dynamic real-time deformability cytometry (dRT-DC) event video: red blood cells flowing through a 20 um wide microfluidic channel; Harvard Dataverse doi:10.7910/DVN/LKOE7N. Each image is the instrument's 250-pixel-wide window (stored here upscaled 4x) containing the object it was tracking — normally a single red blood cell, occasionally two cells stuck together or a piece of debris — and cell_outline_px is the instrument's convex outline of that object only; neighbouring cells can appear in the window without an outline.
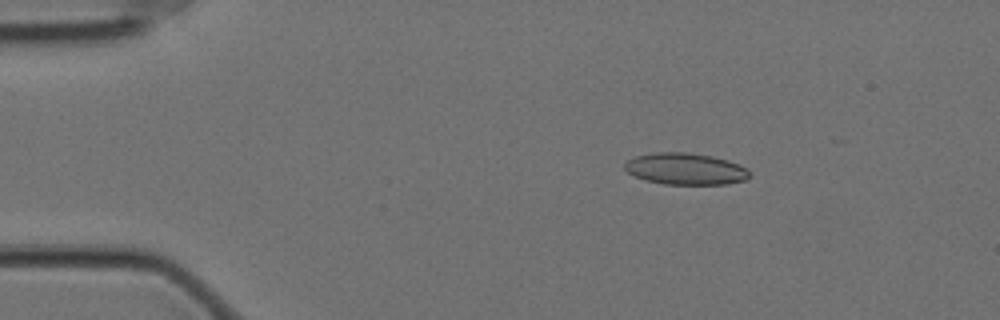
{"species": "Egyptian fruit bat (a non-hibernating species)", "species_latin": "Rousettus aegyptiacus", "temperature_condition": "cold", "stored_images_in_passage": 27, "camera_frame_rate_fps": 3000, "um_per_image_px": 0.085, "animal": {"sex": "female"}, "frame": {"image": 1, "passage_image": 1, "time_ms": 0.0, "image_size_px": [1000, 320], "cell_outline_px": [[752, 176], [744, 180], [728, 184], [664, 184], [644, 180], [628, 172], [624, 168], [624, 164], [628, 160], [636, 156], [656, 152], [688, 152], [712, 156], [728, 160], [740, 164], [748, 168]], "centroid_in_image_um": [58.31, 14.35], "position_along_channel_um": 26.7, "area_um2": 23.18}}
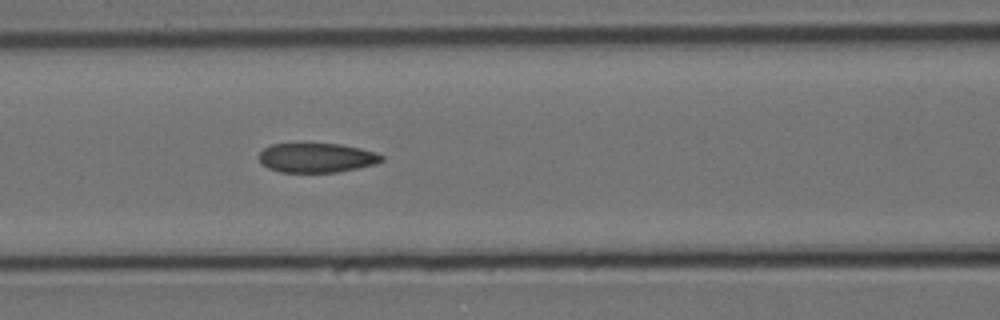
{"frame": {"image": 2, "passage_image": 16, "time_ms": 5.0, "image_size_px": [1000, 320], "cell_outline_px": [[384, 160], [376, 164], [336, 172], [280, 172], [268, 168], [260, 164], [256, 156], [264, 148], [272, 144], [340, 144], [360, 148], [376, 152], [384, 156]], "centroid_in_image_um": [26.88, 13.41], "position_along_channel_um": 139.7, "area_um2": 21.15}}
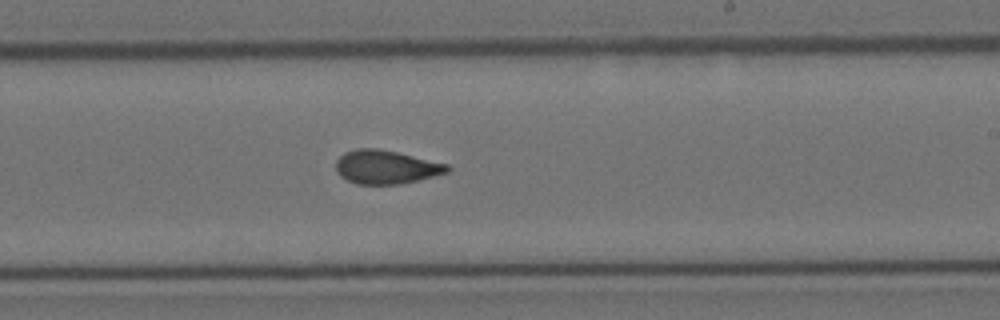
{"frame": {"image": 3, "passage_image": 26, "time_ms": 8.333, "image_size_px": [1000, 320], "cell_outline_px": [[452, 168], [448, 172], [400, 184], [356, 184], [340, 176], [336, 172], [336, 160], [344, 152], [356, 148], [376, 148], [396, 152], [448, 164]], "centroid_in_image_um": [32.78, 14.19], "position_along_channel_um": 256.2, "area_um2": 21.73}}